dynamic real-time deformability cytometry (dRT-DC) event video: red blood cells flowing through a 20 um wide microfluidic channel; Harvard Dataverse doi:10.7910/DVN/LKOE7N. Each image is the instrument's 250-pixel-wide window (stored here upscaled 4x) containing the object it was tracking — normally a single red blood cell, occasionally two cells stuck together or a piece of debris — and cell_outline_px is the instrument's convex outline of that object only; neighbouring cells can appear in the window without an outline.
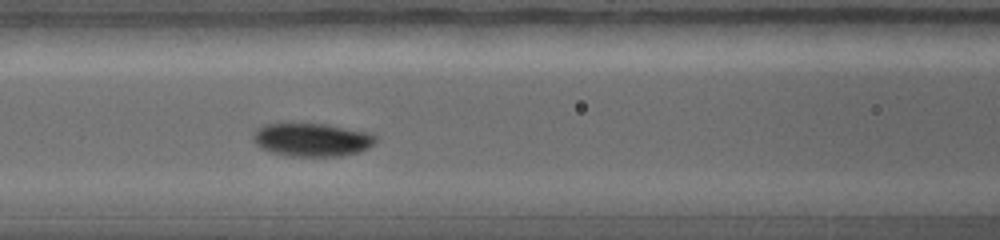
{"species": "common noctule bat (a hibernating species)", "species_latin": "Nyctalus noctula", "temperature_condition": "warm", "stored_images_in_passage": 11, "camera_frame_rate_fps": 5000, "um_per_image_px": 0.085, "animal": {"sex": "female", "body_mass_g": 19.0, "forearm_length_mm": 56.7}, "frame": {"image": 1, "passage_image": 4, "time_ms": 1.8, "image_size_px": [1000, 240], "cell_outline_px": [[376, 140], [368, 148], [360, 152], [340, 156], [292, 156], [272, 152], [260, 148], [252, 140], [252, 136], [256, 128], [264, 124], [284, 120], [324, 124], [368, 132], [376, 136]], "centroid_in_image_um": [26.42, 11.83], "position_along_channel_um": 140.2, "area_um2": 24.51}}
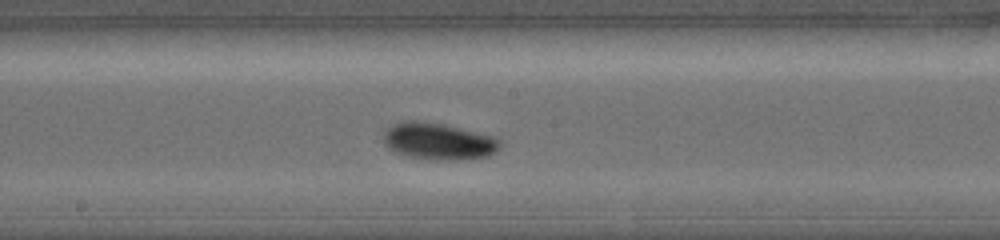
{"frame": {"image": 2, "passage_image": 8, "time_ms": 3.0, "image_size_px": [1000, 240], "cell_outline_px": [[500, 148], [496, 152], [488, 156], [456, 160], [440, 160], [408, 156], [396, 152], [388, 148], [384, 144], [384, 128], [400, 120], [416, 120], [444, 124], [492, 136], [500, 140]], "centroid_in_image_um": [37.22, 11.99], "position_along_channel_um": 211.0, "area_um2": 25.09}}
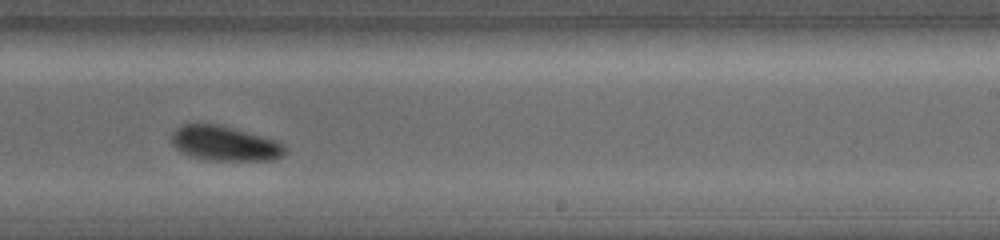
{"frame": {"image": 3, "passage_image": 10, "time_ms": 4.0, "image_size_px": [1000, 240], "cell_outline_px": [[284, 156], [276, 160], [204, 160], [188, 156], [180, 152], [172, 144], [172, 132], [180, 124], [220, 124], [276, 140], [284, 144]], "centroid_in_image_um": [19.08, 12.2], "position_along_channel_um": 269.9, "area_um2": 23.24}}